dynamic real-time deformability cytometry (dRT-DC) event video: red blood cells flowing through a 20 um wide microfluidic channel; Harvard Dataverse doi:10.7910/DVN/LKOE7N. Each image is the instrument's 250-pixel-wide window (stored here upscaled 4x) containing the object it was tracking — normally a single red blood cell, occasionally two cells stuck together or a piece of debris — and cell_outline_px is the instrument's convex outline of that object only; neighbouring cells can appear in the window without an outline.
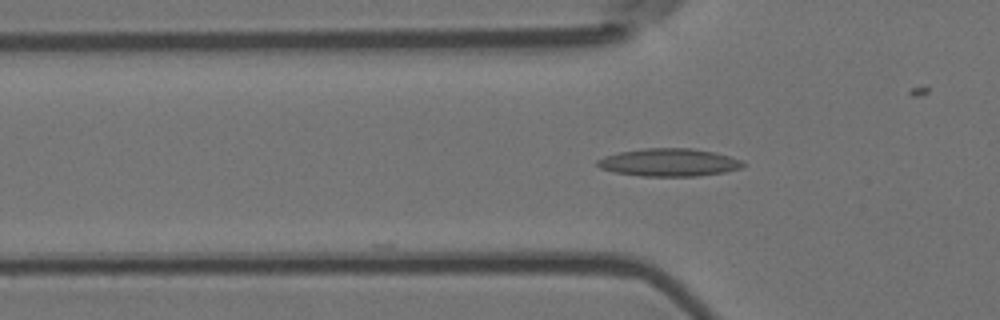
{"species": "Egyptian fruit bat (a non-hibernating species)", "species_latin": "Rousettus aegyptiacus", "temperature_condition": "room temperature", "stored_images_in_passage": 3, "camera_frame_rate_fps": 3000, "um_per_image_px": 0.085, "animal": {"sex": "female"}, "frame": {"image": 1, "passage_image": 3, "time_ms": 0.667, "image_size_px": [1000, 320], "cell_outline_px": [[744, 164], [740, 168], [724, 172], [696, 176], [640, 176], [616, 172], [600, 168], [596, 164], [596, 160], [604, 156], [620, 152], [644, 148], [692, 148], [712, 152], [728, 156], [740, 160]], "centroid_in_image_um": [56.82, 13.8], "position_along_channel_um": 69.0, "area_um2": 23.35}}